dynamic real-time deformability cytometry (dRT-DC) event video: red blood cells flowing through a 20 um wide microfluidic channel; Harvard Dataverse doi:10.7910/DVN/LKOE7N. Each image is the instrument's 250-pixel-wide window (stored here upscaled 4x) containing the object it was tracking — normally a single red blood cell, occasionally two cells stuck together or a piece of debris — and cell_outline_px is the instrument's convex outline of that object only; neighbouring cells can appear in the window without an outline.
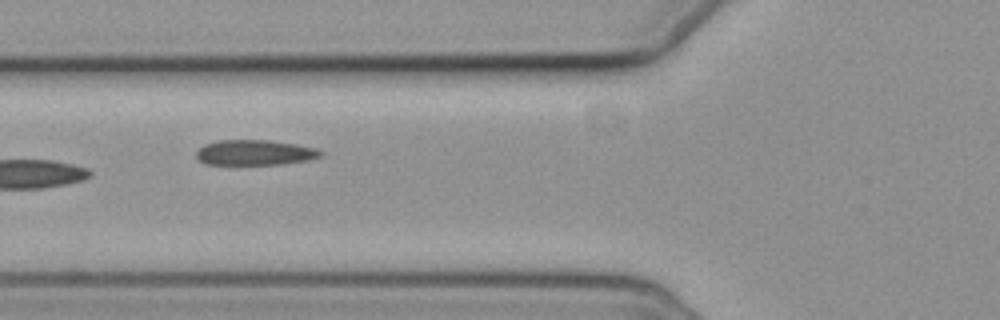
{"species": "common noctule bat (a hibernating species)", "species_latin": "Nyctalus noctula", "temperature_condition": "cold", "stored_images_in_passage": 10, "camera_frame_rate_fps": 3000, "um_per_image_px": 0.085, "animal": {"sex": "female", "body_mass_g": 19.3, "forearm_length_mm": 54.1}, "frame": {"image": 1, "passage_image": 6, "time_ms": 6.333, "image_size_px": [1000, 320], "cell_outline_px": [[324, 152], [320, 156], [308, 160], [284, 164], [240, 168], [232, 168], [204, 164], [196, 160], [196, 152], [204, 144], [220, 140], [268, 140], [296, 144], [316, 148]], "centroid_in_image_um": [21.56, 13.04], "position_along_channel_um": 104.2, "area_um2": 19.65}}
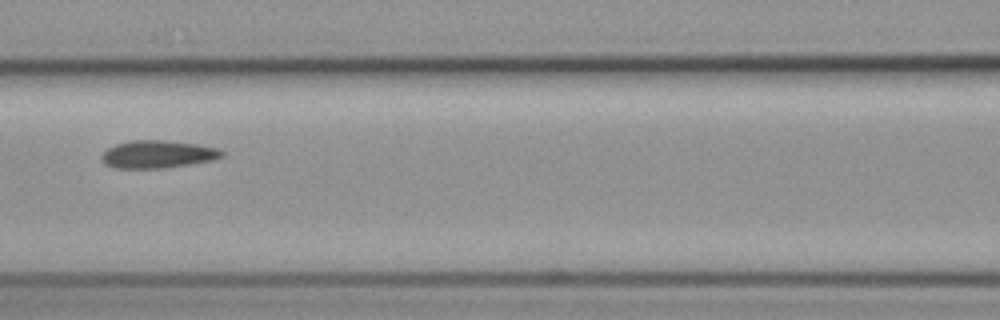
{"frame": {"image": 2, "passage_image": 7, "time_ms": 7.667, "image_size_px": [1000, 320], "cell_outline_px": [[224, 156], [212, 160], [164, 168], [116, 168], [104, 164], [100, 156], [108, 148], [116, 144], [132, 140], [164, 140], [196, 144], [216, 148], [224, 152]], "centroid_in_image_um": [13.38, 13.11], "position_along_channel_um": 153.2, "area_um2": 19.25}}
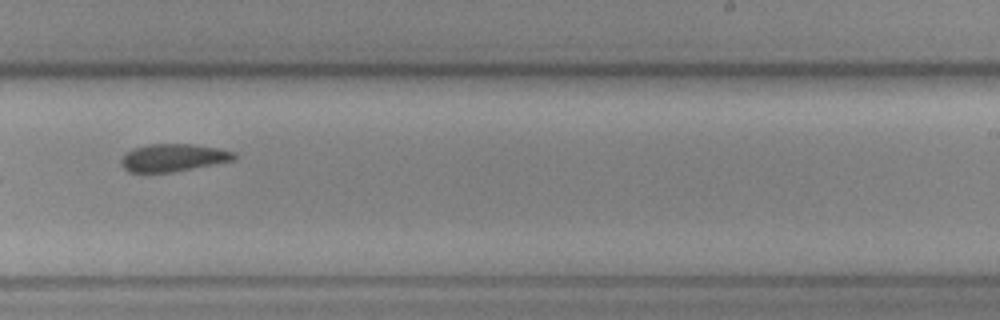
{"frame": {"image": 3, "passage_image": 10, "time_ms": 11.0, "image_size_px": [1000, 320], "cell_outline_px": [[236, 160], [172, 172], [128, 172], [120, 164], [120, 160], [132, 148], [148, 144], [192, 144], [216, 148], [236, 152]], "centroid_in_image_um": [14.73, 13.4], "position_along_channel_um": 274.3, "area_um2": 18.15}}